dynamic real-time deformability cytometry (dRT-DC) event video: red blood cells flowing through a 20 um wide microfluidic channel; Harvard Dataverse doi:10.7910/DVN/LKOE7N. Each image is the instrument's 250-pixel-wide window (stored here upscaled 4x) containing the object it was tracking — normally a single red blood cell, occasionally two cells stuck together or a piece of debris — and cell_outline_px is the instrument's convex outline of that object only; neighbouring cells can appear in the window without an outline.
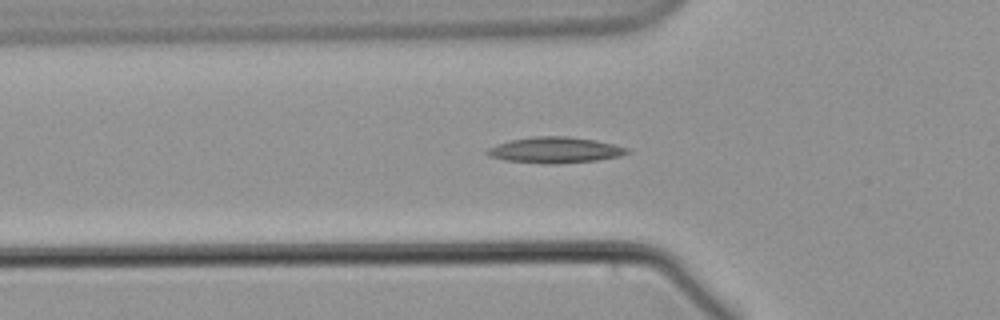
{"species": "common noctule bat (a hibernating species)", "species_latin": "Nyctalus noctula", "temperature_condition": "warm", "stored_images_in_passage": 53, "camera_frame_rate_fps": 3000, "um_per_image_px": 0.085, "animal": {"sex": "male", "body_mass_g": 21.5, "forearm_length_mm": 52.0}, "frame": {"image": 1, "passage_image": 20, "time_ms": 6.333, "image_size_px": [1000, 320], "cell_outline_px": [[632, 152], [620, 156], [596, 160], [560, 164], [544, 164], [504, 160], [488, 156], [484, 152], [488, 148], [496, 144], [512, 140], [536, 136], [564, 136], [596, 140], [628, 148]], "centroid_in_image_um": [47.16, 12.76], "position_along_channel_um": 78.6, "area_um2": 21.21}}
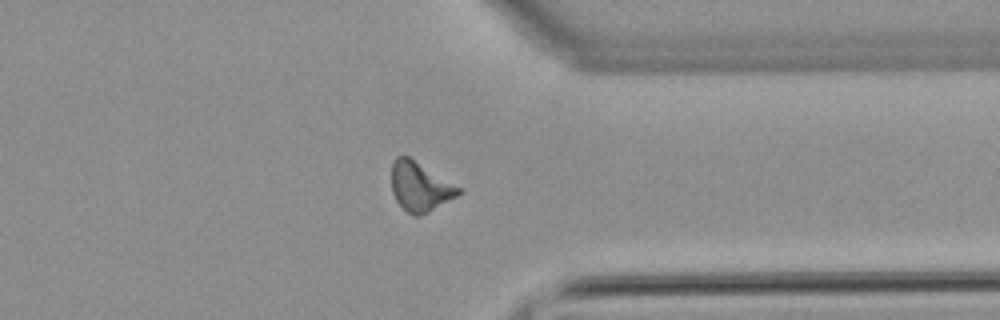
{"frame": {"image": 2, "passage_image": 45, "time_ms": 14.667, "image_size_px": [1000, 320], "cell_outline_px": [[460, 192], [456, 196], [428, 212], [420, 216], [412, 216], [396, 200], [392, 192], [392, 160], [396, 156], [408, 156], [460, 188]], "centroid_in_image_um": [35.65, 15.86], "position_along_channel_um": 375.8, "area_um2": 18.73}}
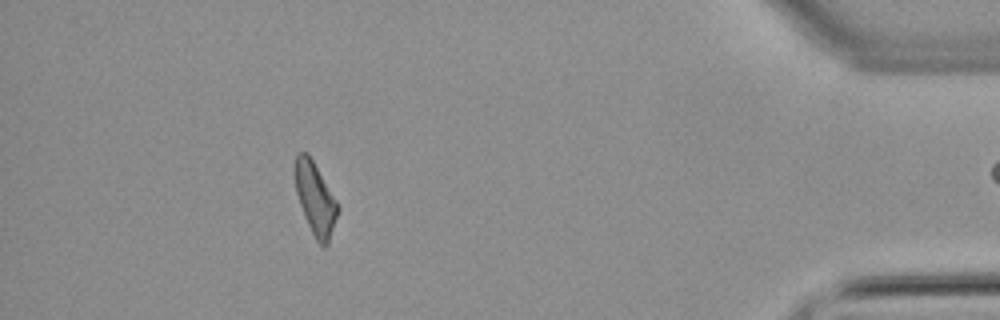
{"frame": {"image": 3, "passage_image": 52, "time_ms": 17.0, "image_size_px": [1000, 320], "cell_outline_px": [[340, 208], [328, 244], [324, 248], [316, 240], [304, 216], [296, 192], [296, 156], [300, 152], [308, 152], [336, 200]], "centroid_in_image_um": [26.82, 16.92], "position_along_channel_um": 408.4, "area_um2": 17.63}}